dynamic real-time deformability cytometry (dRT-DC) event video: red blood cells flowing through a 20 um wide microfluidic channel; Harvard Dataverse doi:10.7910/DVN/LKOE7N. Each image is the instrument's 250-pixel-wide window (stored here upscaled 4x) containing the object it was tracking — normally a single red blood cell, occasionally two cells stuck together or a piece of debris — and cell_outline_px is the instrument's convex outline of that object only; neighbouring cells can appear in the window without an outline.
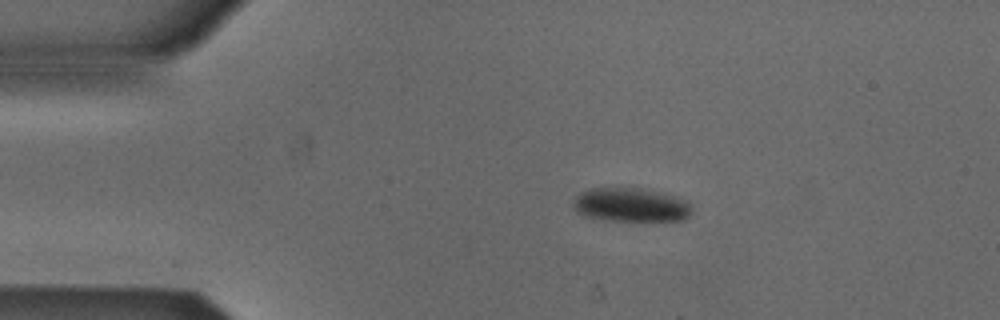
{"species": "Egyptian fruit bat (a non-hibernating species)", "species_latin": "Rousettus aegyptiacus", "temperature_condition": "cold", "stored_images_in_passage": 48, "camera_frame_rate_fps": 3000, "um_per_image_px": 0.085, "animal": {"sex": "male"}, "frame": {"image": 1, "passage_image": 5, "time_ms": 1.333, "image_size_px": [1000, 320], "cell_outline_px": [[692, 212], [684, 220], [608, 220], [588, 216], [576, 212], [572, 204], [576, 196], [580, 192], [592, 188], [632, 188], [672, 196], [688, 200], [692, 208]], "centroid_in_image_um": [53.6, 17.42], "position_along_channel_um": 31.4, "area_um2": 22.89}}
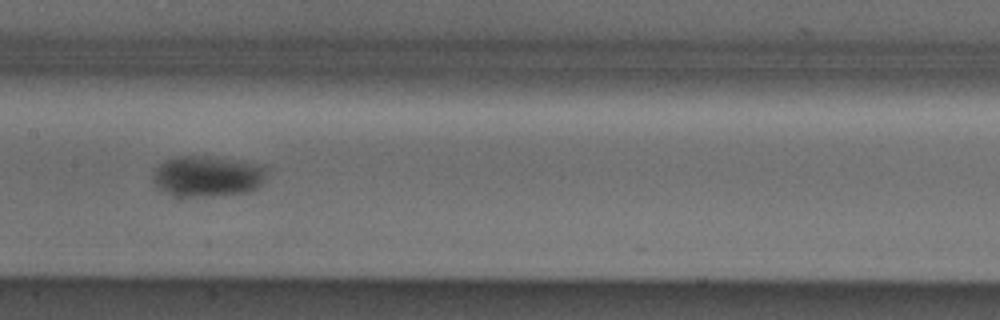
{"frame": {"image": 2, "passage_image": 21, "time_ms": 6.667, "image_size_px": [1000, 320], "cell_outline_px": [[264, 176], [260, 184], [256, 188], [248, 192], [204, 196], [188, 196], [168, 192], [156, 188], [152, 180], [152, 176], [156, 168], [164, 160], [180, 156], [204, 156], [264, 164]], "centroid_in_image_um": [17.6, 14.96], "position_along_channel_um": 189.8, "area_um2": 26.59}}
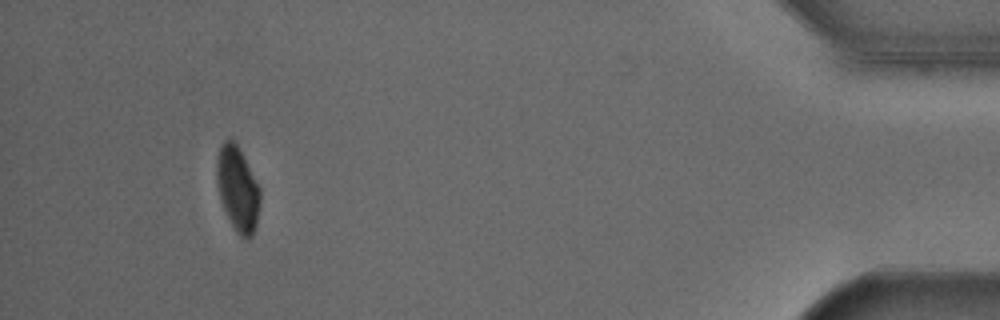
{"frame": {"image": 3, "passage_image": 44, "time_ms": 14.333, "image_size_px": [1000, 320], "cell_outline_px": [[260, 204], [256, 228], [252, 236], [248, 240], [240, 236], [236, 232], [220, 200], [216, 180], [216, 160], [220, 148], [224, 140], [232, 140], [236, 144], [260, 188]], "centroid_in_image_um": [20.2, 16.11], "position_along_channel_um": 415.0, "area_um2": 21.21}, "authors_computed_cell_mechanics": {"area_um2": 24.6806, "velocity_mm_per_s": 3.866, "shape_relaxation_time_tau1_ms": 3.0368, "shape_relaxation_time_tau2_ms": null, "deformation_change_tau1": 0.0667, "deformation_change_tau2": null}}